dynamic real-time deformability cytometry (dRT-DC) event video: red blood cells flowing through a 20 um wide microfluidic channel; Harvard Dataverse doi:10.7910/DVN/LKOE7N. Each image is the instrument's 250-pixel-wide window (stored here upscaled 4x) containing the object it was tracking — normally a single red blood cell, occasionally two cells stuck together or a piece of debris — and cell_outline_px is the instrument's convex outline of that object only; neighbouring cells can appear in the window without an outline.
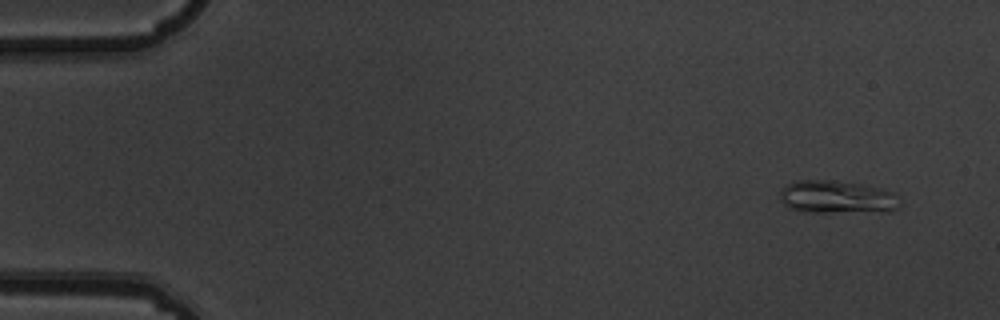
{"species": "common noctule bat (a hibernating species)", "species_latin": "Nyctalus noctula", "temperature_condition": "warm", "stored_images_in_passage": 4, "camera_frame_rate_fps": 3000, "um_per_image_px": 0.085, "animal": {"sex": "male", "body_mass_g": 19.5, "forearm_length_mm": 54.6}, "frame": {"image": 1, "passage_image": 1, "time_ms": 0.0, "image_size_px": [1000, 320], "cell_outline_px": [[900, 208], [892, 212], [804, 212], [788, 208], [780, 200], [780, 192], [788, 184], [796, 180], [832, 180], [860, 184], [880, 188], [892, 192], [900, 204]], "centroid_in_image_um": [71.15, 16.77], "position_along_channel_um": 13.8, "area_um2": 23.18}}
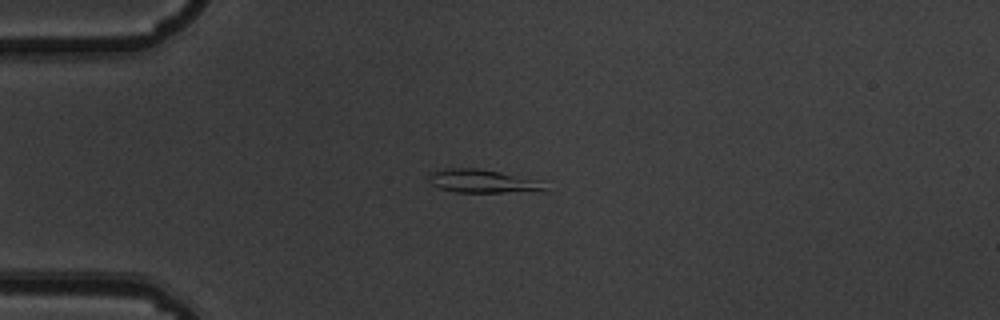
{"frame": {"image": 2, "passage_image": 4, "time_ms": 1.0, "image_size_px": [1000, 320], "cell_outline_px": [[548, 188], [544, 192], [456, 192], [440, 188], [432, 184], [428, 180], [428, 172], [444, 168], [476, 168], [500, 172], [544, 180]], "centroid_in_image_um": [41.12, 15.4], "position_along_channel_um": 43.9, "area_um2": 16.3}}